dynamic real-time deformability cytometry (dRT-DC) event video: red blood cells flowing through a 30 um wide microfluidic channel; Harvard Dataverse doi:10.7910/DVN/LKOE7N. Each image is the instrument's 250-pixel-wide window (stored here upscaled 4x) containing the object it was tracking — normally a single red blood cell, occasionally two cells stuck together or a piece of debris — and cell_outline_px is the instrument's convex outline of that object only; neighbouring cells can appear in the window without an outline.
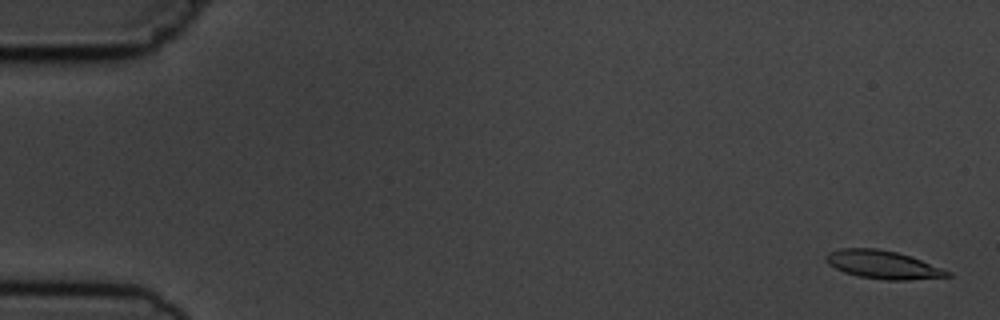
{"species": "common noctule bat (a hibernating species)", "species_latin": "Nyctalus noctula", "temperature_condition": "cold", "stored_images_in_passage": 7, "camera_frame_rate_fps": 3000, "um_per_image_px": 0.085, "animal": {"sex": "male", "body_mass_g": 19.5, "forearm_length_mm": 54.6}, "frame": {"image": 1, "passage_image": 1, "time_ms": 0.0, "image_size_px": [1000, 320], "cell_outline_px": [[952, 276], [908, 280], [888, 280], [860, 276], [844, 272], [828, 264], [824, 260], [824, 256], [828, 252], [840, 248], [876, 248], [896, 252], [920, 260], [952, 272]], "centroid_in_image_um": [75.01, 22.49], "position_along_channel_um": 10.0, "area_um2": 19.77}}
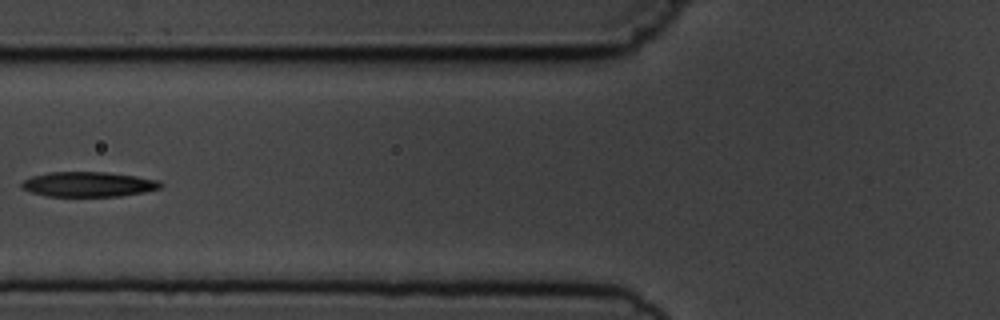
{"frame": {"image": 2, "passage_image": 6, "time_ms": 6.667, "image_size_px": [1000, 320], "cell_outline_px": [[164, 184], [160, 188], [144, 192], [120, 196], [44, 196], [20, 188], [20, 184], [24, 180], [32, 176], [48, 172], [104, 172], [136, 176], [160, 180]], "centroid_in_image_um": [7.51, 15.66], "position_along_channel_um": 118.3, "area_um2": 20.29}}
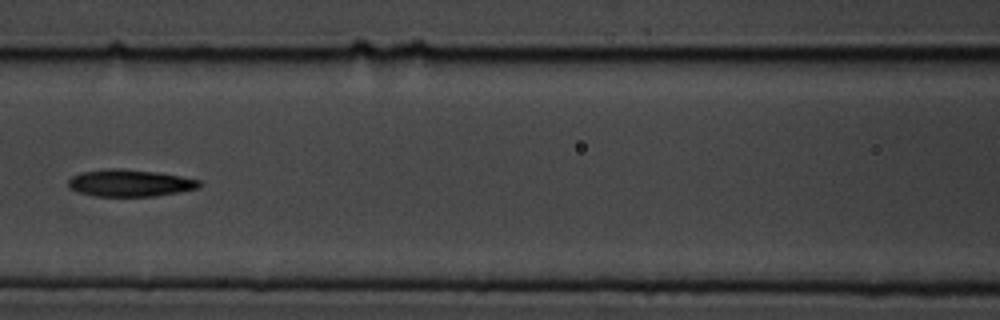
{"frame": {"image": 3, "passage_image": 7, "time_ms": 7.667, "image_size_px": [1000, 320], "cell_outline_px": [[204, 184], [200, 188], [152, 196], [96, 196], [80, 192], [72, 188], [68, 184], [68, 180], [72, 176], [80, 172], [108, 168], [120, 168], [156, 172], [180, 176], [200, 180]], "centroid_in_image_um": [11.06, 15.54], "position_along_channel_um": 155.5, "area_um2": 20.52}}